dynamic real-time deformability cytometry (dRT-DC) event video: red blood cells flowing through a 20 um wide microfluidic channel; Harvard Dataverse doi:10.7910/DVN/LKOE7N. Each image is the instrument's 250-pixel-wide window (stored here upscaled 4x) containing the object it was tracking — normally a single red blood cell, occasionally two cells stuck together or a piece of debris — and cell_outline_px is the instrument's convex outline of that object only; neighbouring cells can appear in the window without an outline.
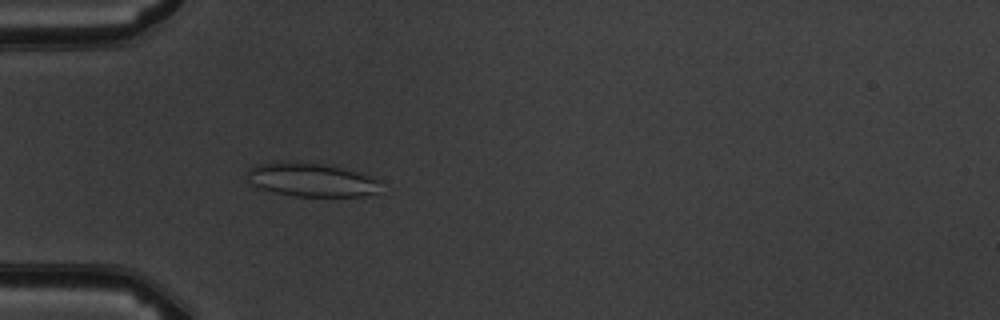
{"species": "common noctule bat (a hibernating species)", "species_latin": "Nyctalus noctula", "temperature_condition": "warm", "stored_images_in_passage": 1, "camera_frame_rate_fps": 3000, "um_per_image_px": 0.085, "animal": {"sex": "male", "body_mass_g": 19.5, "forearm_length_mm": 54.6}, "frame": {"image": 1, "passage_image": 1, "time_ms": 0.0, "image_size_px": [1000, 320], "cell_outline_px": [[376, 192], [360, 196], [296, 196], [256, 188], [244, 176], [248, 168], [256, 164], [280, 160], [300, 160], [324, 164], [364, 172], [376, 180]], "centroid_in_image_um": [26.33, 15.23], "position_along_channel_um": 58.7, "area_um2": 26.65}}